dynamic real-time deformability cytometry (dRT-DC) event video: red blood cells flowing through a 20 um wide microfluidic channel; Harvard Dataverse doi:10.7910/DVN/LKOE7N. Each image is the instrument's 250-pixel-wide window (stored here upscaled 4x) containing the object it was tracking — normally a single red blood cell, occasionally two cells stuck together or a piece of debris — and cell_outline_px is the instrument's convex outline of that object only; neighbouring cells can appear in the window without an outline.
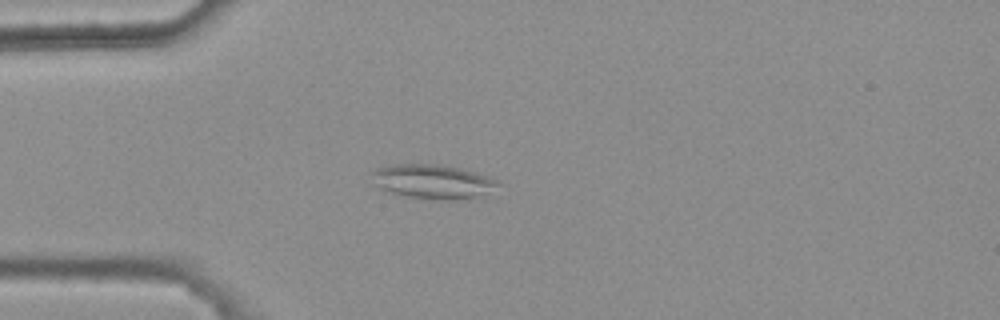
{"species": "common noctule bat (a hibernating species)", "species_latin": "Nyctalus noctula", "temperature_condition": "warm", "stored_images_in_passage": 4, "camera_frame_rate_fps": 3000, "um_per_image_px": 0.085, "animal": {"sex": "female", "body_mass_g": 25.1}, "frame": {"image": 1, "passage_image": 4, "time_ms": 1.0, "image_size_px": [1000, 320], "cell_outline_px": [[500, 184], [468, 200], [436, 200], [404, 196], [380, 188], [372, 184], [368, 172], [376, 168], [392, 164], [436, 164], [456, 168], [472, 172], [496, 180]], "centroid_in_image_um": [36.63, 15.44], "position_along_channel_um": 48.4, "area_um2": 25.03}}